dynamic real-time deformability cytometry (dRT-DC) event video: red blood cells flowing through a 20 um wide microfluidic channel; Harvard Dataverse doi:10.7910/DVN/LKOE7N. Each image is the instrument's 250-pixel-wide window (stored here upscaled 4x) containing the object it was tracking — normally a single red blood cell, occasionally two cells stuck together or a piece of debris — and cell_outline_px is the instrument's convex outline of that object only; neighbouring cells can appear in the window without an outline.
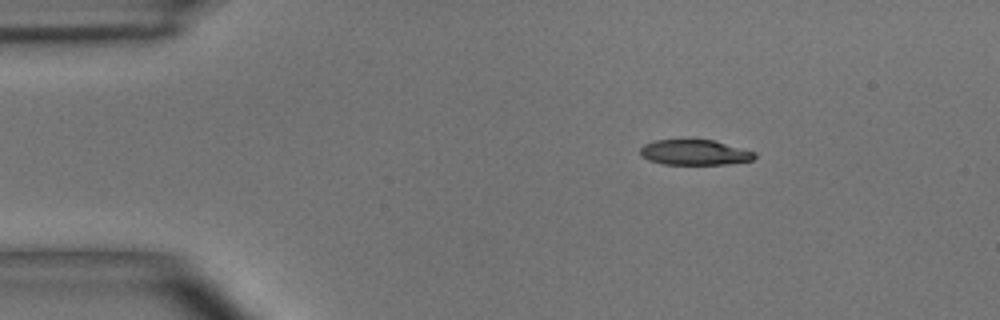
{"species": "common noctule bat (a hibernating species)", "species_latin": "Nyctalus noctula", "temperature_condition": "room temperature", "stored_images_in_passage": 3, "camera_frame_rate_fps": 3000, "um_per_image_px": 0.085, "animal": {"sex": "male", "body_mass_g": 15.6}, "frame": {"image": 1, "passage_image": 1, "time_ms": 0.0, "image_size_px": [1000, 320], "cell_outline_px": [[756, 156], [752, 160], [728, 164], [664, 164], [648, 160], [640, 156], [640, 148], [644, 144], [656, 140], [712, 140], [756, 152]], "centroid_in_image_um": [59.02, 12.96], "position_along_channel_um": 26.0, "area_um2": 16.76}}
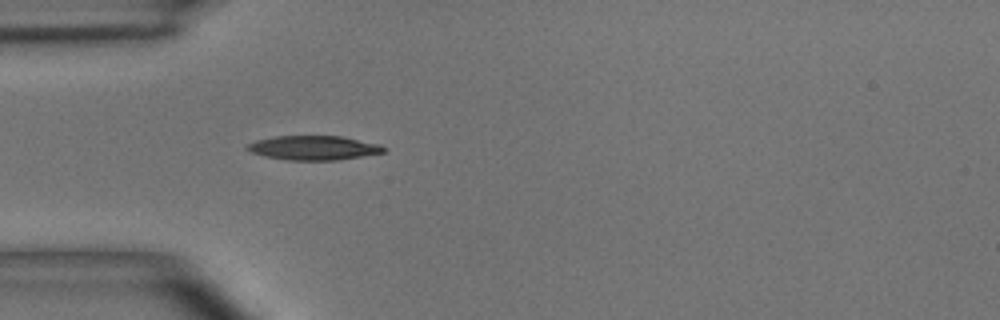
{"frame": {"image": 2, "passage_image": 3, "time_ms": 2.333, "image_size_px": [1000, 320], "cell_outline_px": [[388, 148], [384, 152], [336, 160], [288, 160], [264, 156], [252, 152], [244, 148], [248, 144], [256, 140], [276, 136], [344, 136], [380, 144]], "centroid_in_image_um": [26.67, 12.56], "position_along_channel_um": 58.3, "area_um2": 19.31}}